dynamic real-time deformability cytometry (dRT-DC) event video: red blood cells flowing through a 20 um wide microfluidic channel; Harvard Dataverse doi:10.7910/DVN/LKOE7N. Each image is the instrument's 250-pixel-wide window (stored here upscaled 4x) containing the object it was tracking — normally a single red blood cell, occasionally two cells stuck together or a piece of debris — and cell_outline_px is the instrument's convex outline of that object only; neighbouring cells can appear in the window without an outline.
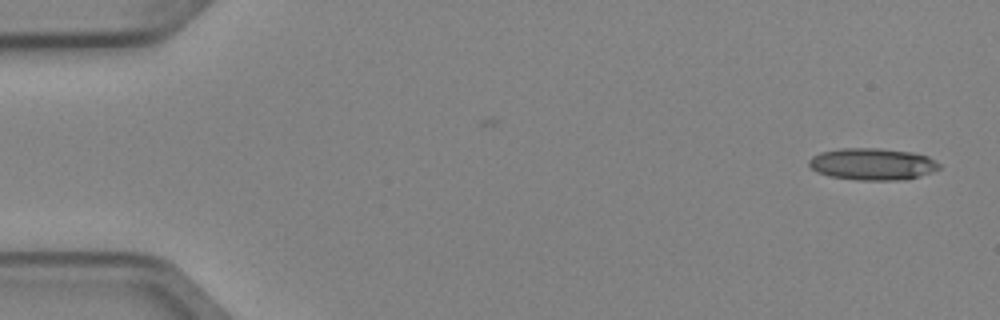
{"species": "Egyptian fruit bat (a non-hibernating species)", "species_latin": "Rousettus aegyptiacus", "temperature_condition": "cold", "stored_images_in_passage": 3, "camera_frame_rate_fps": 3000, "um_per_image_px": 0.085, "animal": {"sex": "female"}, "frame": {"image": 1, "passage_image": 3, "time_ms": 0.667, "image_size_px": [1000, 320], "cell_outline_px": [[940, 168], [932, 172], [920, 176], [904, 180], [856, 180], [828, 176], [816, 172], [808, 164], [808, 160], [812, 156], [820, 152], [840, 148], [880, 148], [912, 152], [928, 156], [936, 160], [940, 164]], "centroid_in_image_um": [74.15, 13.95], "position_along_channel_um": 10.8, "area_um2": 24.51}}